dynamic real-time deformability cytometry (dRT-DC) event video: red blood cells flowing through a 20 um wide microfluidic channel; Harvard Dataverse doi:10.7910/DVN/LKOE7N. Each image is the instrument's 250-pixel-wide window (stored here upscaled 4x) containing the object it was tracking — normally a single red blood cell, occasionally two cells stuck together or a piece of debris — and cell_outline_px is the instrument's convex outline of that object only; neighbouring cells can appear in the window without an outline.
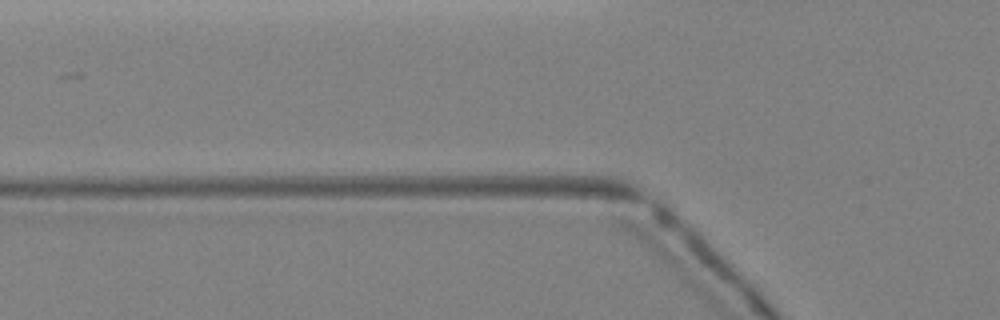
{"species": "Egyptian fruit bat (a non-hibernating species)", "species_latin": "Rousettus aegyptiacus", "temperature_condition": "warm", "stored_images_in_passage": 3, "camera_frame_rate_fps": 3000, "um_per_image_px": 0.085, "animal": {"sex": "female"}, "frame": {"image": 1, "passage_image": 3, "time_ms": 0.667, "image_size_px": [1000, 320], "cell_outline_px": [[620, 184], [476, 184], [464, 180], [460, 176], [568, 168], [608, 176]], "centroid_in_image_um": [46.05, 15.11], "position_along_channel_um": 79.8, "area_um2": 12.83}}